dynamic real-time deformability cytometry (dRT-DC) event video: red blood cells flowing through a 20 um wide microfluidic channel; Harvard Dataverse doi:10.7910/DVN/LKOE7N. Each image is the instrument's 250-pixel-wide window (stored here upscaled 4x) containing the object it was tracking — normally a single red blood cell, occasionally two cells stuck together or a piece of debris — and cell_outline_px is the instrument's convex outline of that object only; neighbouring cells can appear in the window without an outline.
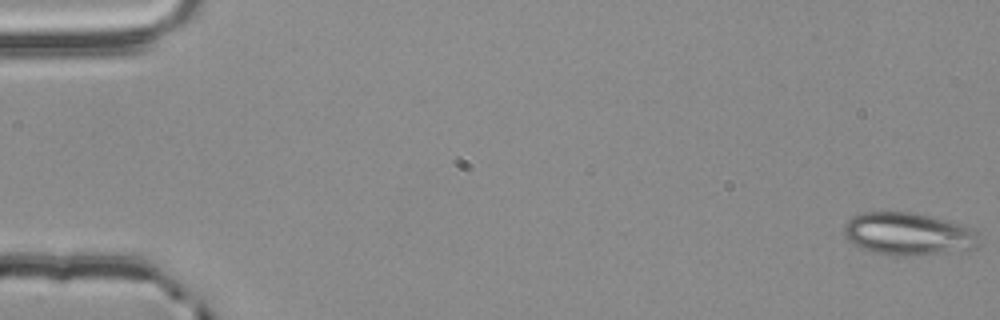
{"species": "common noctule bat (a hibernating species)", "species_latin": "Nyctalus noctula", "temperature_condition": "room temperature", "stored_images_in_passage": 56, "camera_frame_rate_fps": 3000, "um_per_image_px": 0.085, "animal": {"sex": "male", "body_mass_g": 20.4}, "frame": {"image": 1, "passage_image": 1, "time_ms": 0.0, "image_size_px": [1000, 320], "cell_outline_px": [[980, 244], [976, 248], [912, 256], [872, 252], [848, 240], [844, 232], [844, 224], [852, 216], [864, 212], [912, 212], [932, 216], [948, 220], [972, 228], [976, 232], [980, 240]], "centroid_in_image_um": [77.23, 19.86], "position_along_channel_um": 7.8, "area_um2": 33.29}}
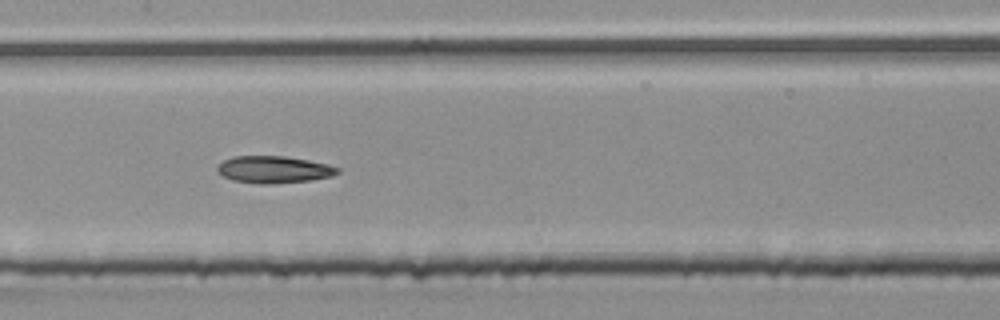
{"frame": {"image": 2, "passage_image": 28, "time_ms": 9.0, "image_size_px": [1000, 320], "cell_outline_px": [[340, 172], [332, 176], [312, 180], [276, 184], [260, 184], [232, 180], [224, 176], [216, 168], [224, 160], [232, 156], [284, 156], [308, 160], [328, 164], [340, 168]], "centroid_in_image_um": [23.31, 14.41], "position_along_channel_um": 184.1, "area_um2": 19.02}}
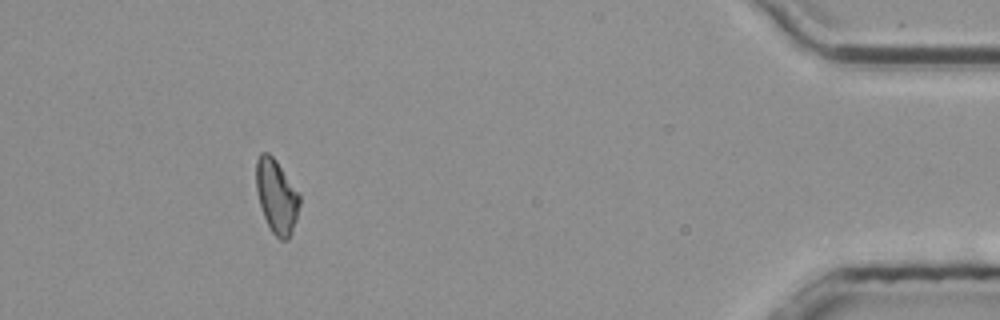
{"frame": {"image": 3, "passage_image": 51, "time_ms": 16.667, "image_size_px": [1000, 320], "cell_outline_px": [[300, 204], [296, 220], [292, 232], [288, 240], [280, 240], [272, 232], [264, 216], [256, 192], [256, 160], [260, 152], [268, 152], [276, 160], [300, 196]], "centroid_in_image_um": [23.49, 16.69], "position_along_channel_um": 411.7, "area_um2": 18.55}, "authors_computed_cell_mechanics": {"area_um2": 18.9873, "velocity_mm_per_s": 3.8063, "shape_relaxation_time_tau1_ms": null, "shape_relaxation_time_tau2_ms": 4.7733, "deformation_change_tau1": null, "deformation_change_tau2": 0.1231}}